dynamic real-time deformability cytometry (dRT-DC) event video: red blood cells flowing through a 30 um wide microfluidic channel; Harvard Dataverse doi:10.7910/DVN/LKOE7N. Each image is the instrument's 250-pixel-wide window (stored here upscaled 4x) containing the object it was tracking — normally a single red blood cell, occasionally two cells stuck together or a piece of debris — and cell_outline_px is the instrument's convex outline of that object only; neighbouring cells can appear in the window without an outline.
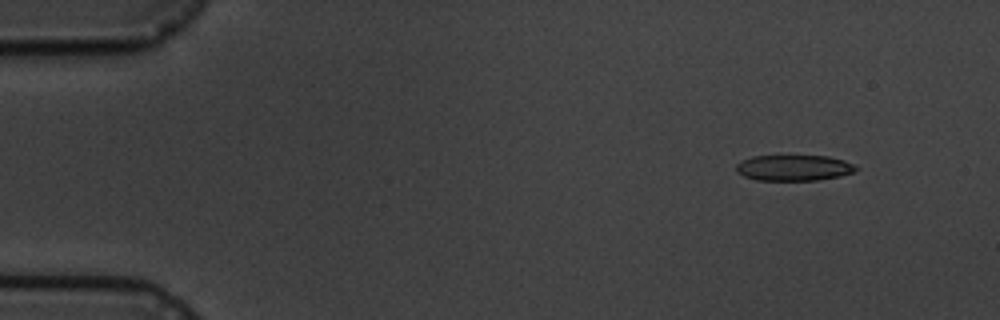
{"species": "common noctule bat (a hibernating species)", "species_latin": "Nyctalus noctula", "temperature_condition": "cold", "stored_images_in_passage": 15, "camera_frame_rate_fps": 3000, "um_per_image_px": 0.085, "animal": {"sex": "male", "body_mass_g": 19.5, "forearm_length_mm": 54.6}, "frame": {"image": 1, "passage_image": 2, "time_ms": 1.333, "image_size_px": [1000, 320], "cell_outline_px": [[860, 168], [856, 172], [840, 176], [816, 180], [756, 180], [744, 176], [736, 172], [736, 164], [752, 156], [828, 156], [844, 160]], "centroid_in_image_um": [67.5, 14.27], "position_along_channel_um": 17.5, "area_um2": 18.03}}
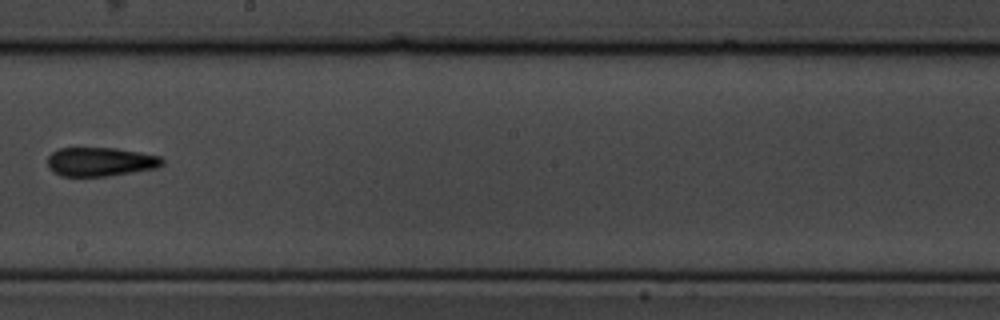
{"frame": {"image": 2, "passage_image": 9, "time_ms": 10.333, "image_size_px": [1000, 320], "cell_outline_px": [[164, 164], [156, 168], [108, 176], [60, 176], [52, 172], [48, 168], [48, 156], [52, 152], [60, 148], [116, 148], [140, 152], [160, 156], [164, 160]], "centroid_in_image_um": [8.52, 13.75], "position_along_channel_um": 239.7, "area_um2": 19.42}}
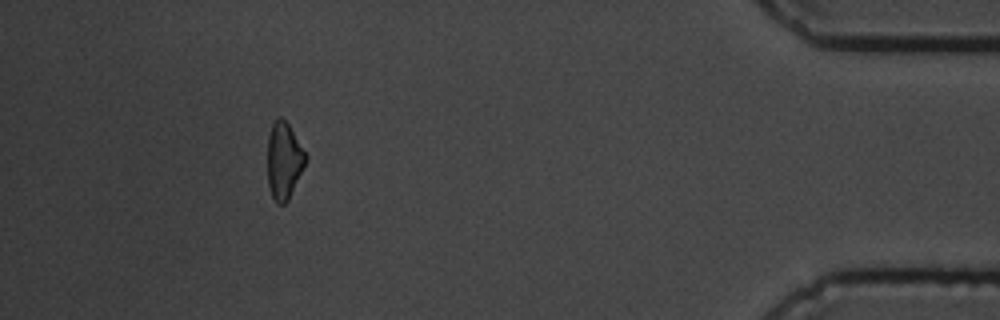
{"frame": {"image": 3, "passage_image": 14, "time_ms": 16.667, "image_size_px": [1000, 320], "cell_outline_px": [[308, 156], [288, 200], [284, 204], [276, 204], [272, 196], [268, 184], [268, 136], [272, 124], [276, 116], [280, 116], [288, 124]], "centroid_in_image_um": [24.12, 13.64], "position_along_channel_um": 411.1, "area_um2": 16.88}, "authors_computed_cell_mechanics": {"area_um2": 19.074, "velocity_mm_per_s": 3.576, "shape_relaxation_time_tau1_ms": 7.8034, "shape_relaxation_time_tau2_ms": 8.8894, "deformation_change_tau1": 0.1696, "deformation_change_tau2": 0.2266}}